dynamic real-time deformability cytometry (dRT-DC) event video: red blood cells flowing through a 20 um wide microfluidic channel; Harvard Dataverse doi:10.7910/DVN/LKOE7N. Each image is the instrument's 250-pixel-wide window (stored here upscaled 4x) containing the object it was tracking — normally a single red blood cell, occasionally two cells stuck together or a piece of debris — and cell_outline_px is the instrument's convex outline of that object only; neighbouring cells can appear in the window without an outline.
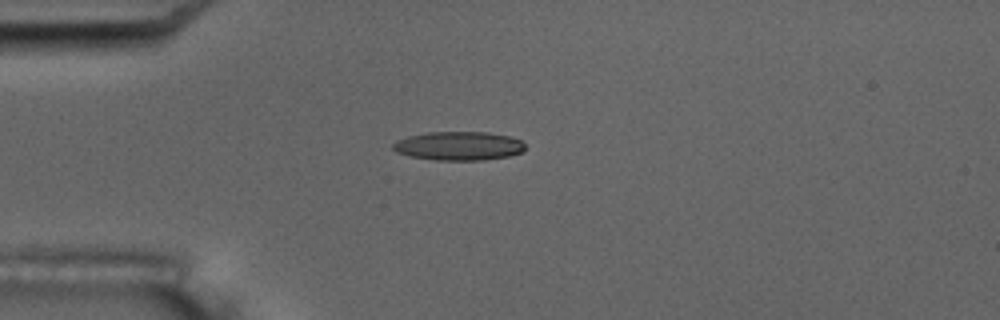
{"species": "common noctule bat (a hibernating species)", "species_latin": "Nyctalus noctula", "temperature_condition": "room temperature", "stored_images_in_passage": 7, "camera_frame_rate_fps": 3000, "um_per_image_px": 0.085, "animal": {"sex": "male", "body_mass_g": 17.5, "forearm_length_mm": 52.3}, "frame": {"image": 1, "passage_image": 3, "time_ms": 3.333, "image_size_px": [1000, 320], "cell_outline_px": [[524, 148], [520, 152], [508, 156], [484, 160], [436, 160], [408, 156], [396, 152], [392, 148], [392, 144], [396, 140], [408, 136], [428, 132], [488, 132], [508, 136], [520, 140], [524, 144]], "centroid_in_image_um": [38.94, 12.4], "position_along_channel_um": 46.1, "area_um2": 22.14}}
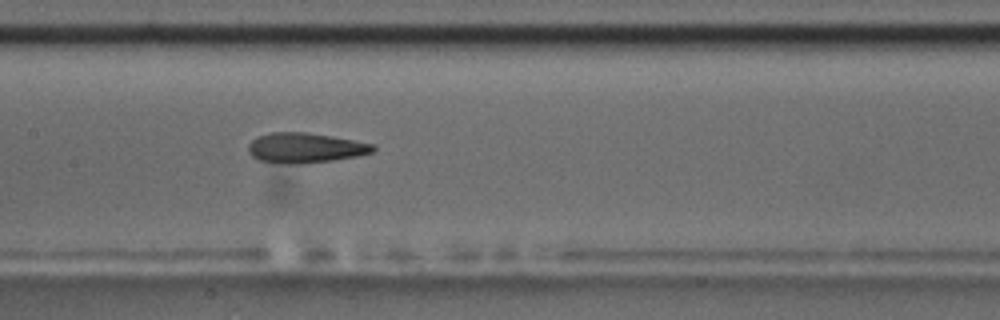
{"frame": {"image": 2, "passage_image": 7, "time_ms": 7.667, "image_size_px": [1000, 320], "cell_outline_px": [[376, 148], [372, 152], [356, 156], [332, 160], [288, 164], [256, 160], [248, 152], [248, 144], [256, 136], [272, 132], [304, 132], [332, 136], [376, 144]], "centroid_in_image_um": [25.91, 12.55], "position_along_channel_um": 181.5, "area_um2": 21.79}}